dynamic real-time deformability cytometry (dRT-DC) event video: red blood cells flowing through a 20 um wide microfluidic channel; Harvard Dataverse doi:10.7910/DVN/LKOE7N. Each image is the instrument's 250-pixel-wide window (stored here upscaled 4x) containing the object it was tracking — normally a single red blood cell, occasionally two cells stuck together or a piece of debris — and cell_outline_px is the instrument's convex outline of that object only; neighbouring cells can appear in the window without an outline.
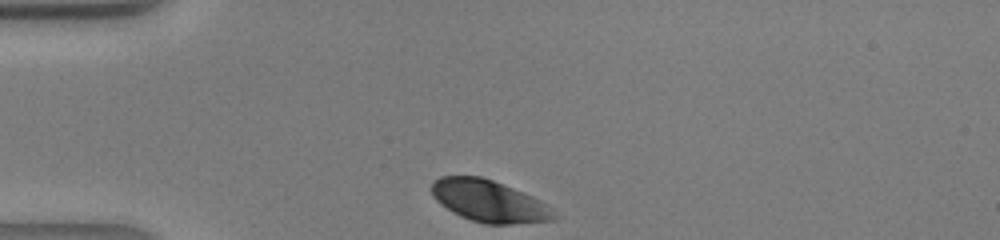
{"species": "human", "species_latin": "Homo sapiens", "temperature_condition": "warm", "stored_images_in_passage": 25, "camera_frame_rate_fps": 3000, "um_per_image_px": 0.085, "donor": {"sex": "male"}, "frame": {"image": 1, "passage_image": 1, "time_ms": 0.0, "image_size_px": [1000, 240], "cell_outline_px": [[556, 220], [512, 224], [484, 224], [460, 216], [452, 212], [440, 204], [432, 196], [432, 180], [440, 176], [480, 176], [492, 180], [532, 196], [540, 200], [552, 208], [556, 216]], "centroid_in_image_um": [41.55, 17.1], "position_along_channel_um": 43.5, "area_um2": 29.82}}
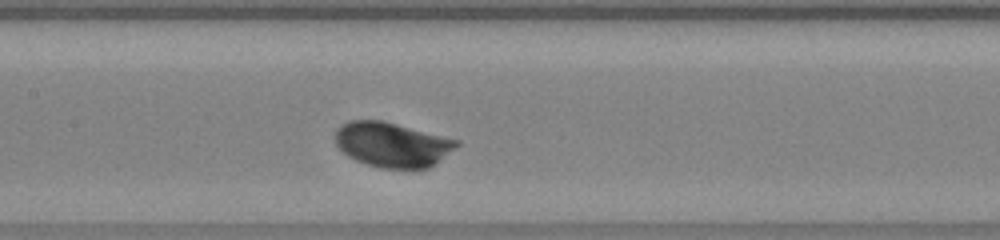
{"frame": {"image": 2, "passage_image": 11, "time_ms": 3.333, "image_size_px": [1000, 240], "cell_outline_px": [[460, 144], [428, 168], [380, 168], [356, 160], [348, 156], [336, 144], [336, 128], [340, 124], [348, 120], [380, 120], [460, 140]], "centroid_in_image_um": [33.31, 12.28], "position_along_channel_um": 174.1, "area_um2": 31.33}}
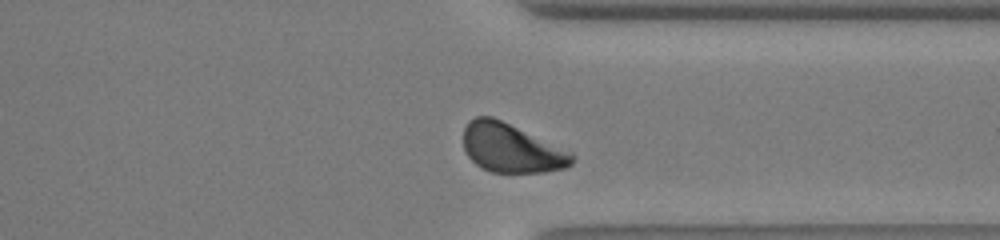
{"frame": {"image": 3, "passage_image": 23, "time_ms": 7.333, "image_size_px": [1000, 240], "cell_outline_px": [[576, 156], [572, 164], [564, 168], [544, 172], [492, 172], [480, 168], [468, 156], [464, 148], [464, 128], [468, 120], [476, 116], [492, 116], [572, 152]], "centroid_in_image_um": [43.45, 12.59], "position_along_channel_um": 368.0, "area_um2": 30.87}}